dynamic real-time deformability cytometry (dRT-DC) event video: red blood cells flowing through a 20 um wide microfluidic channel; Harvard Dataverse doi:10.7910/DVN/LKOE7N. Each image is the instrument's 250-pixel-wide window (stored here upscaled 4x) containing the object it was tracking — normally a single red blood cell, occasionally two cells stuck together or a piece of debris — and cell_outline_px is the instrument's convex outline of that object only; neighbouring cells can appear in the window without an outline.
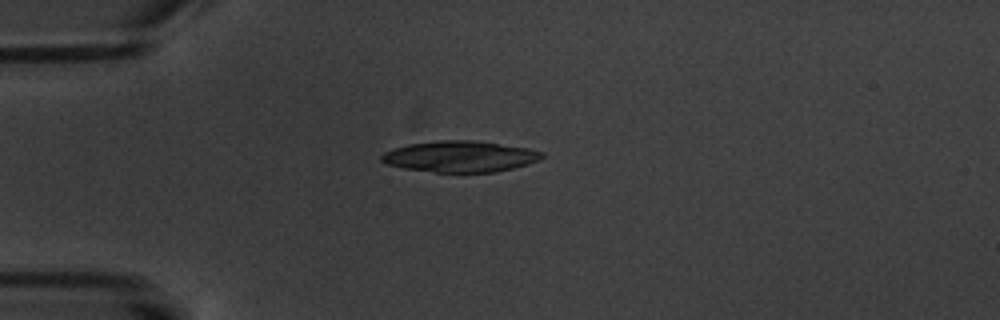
{"species": "common noctule bat (a hibernating species)", "species_latin": "Nyctalus noctula", "temperature_condition": "warm", "stored_images_in_passage": 4, "camera_frame_rate_fps": 3000, "um_per_image_px": 0.085, "animal": {"sex": "male", "body_mass_g": 20.1, "forearm_length_mm": 53.5}, "frame": {"image": 1, "passage_image": 1, "time_ms": 0.0, "image_size_px": [1000, 320], "cell_outline_px": [[544, 156], [540, 160], [528, 164], [496, 172], [436, 172], [404, 168], [388, 164], [380, 160], [380, 156], [384, 152], [392, 148], [408, 144], [440, 140], [472, 140], [528, 148], [544, 152]], "centroid_in_image_um": [39.1, 13.3], "position_along_channel_um": 45.9, "area_um2": 29.07}}